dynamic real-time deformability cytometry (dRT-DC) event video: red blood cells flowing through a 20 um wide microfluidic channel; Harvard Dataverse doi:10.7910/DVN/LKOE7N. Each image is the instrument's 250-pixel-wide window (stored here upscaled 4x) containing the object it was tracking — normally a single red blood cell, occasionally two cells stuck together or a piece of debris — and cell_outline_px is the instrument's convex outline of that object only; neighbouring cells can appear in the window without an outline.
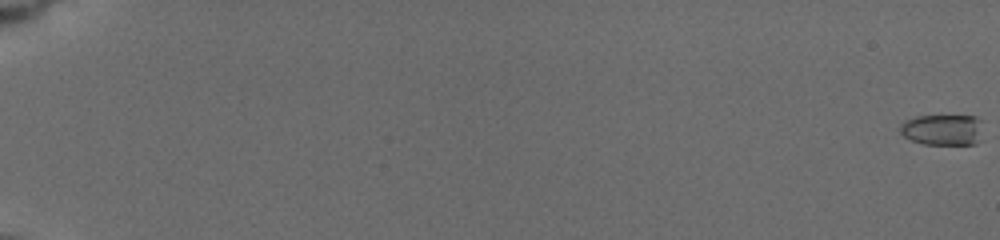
{"species": "common noctule bat (a hibernating species)", "species_latin": "Nyctalus noctula", "temperature_condition": "cold", "stored_images_in_passage": 73, "camera_frame_rate_fps": 3000, "um_per_image_px": 0.085, "animal": {"sex": "female", "body_mass_g": 19.5, "forearm_length_mm": 54.1}, "frame": {"image": 1, "passage_image": 1, "time_ms": 0.0, "image_size_px": [1000, 240], "cell_outline_px": [[980, 120], [976, 144], [924, 144], [912, 140], [904, 136], [900, 132], [900, 124], [904, 120], [916, 116], [976, 116]], "centroid_in_image_um": [80.03, 11.02], "position_along_channel_um": 5.0, "area_um2": 14.62}}
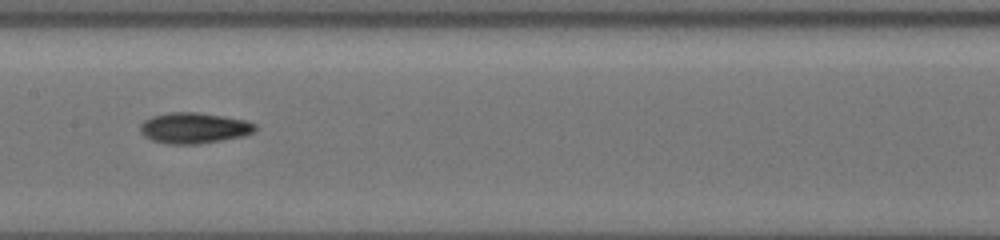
{"frame": {"image": 2, "passage_image": 40, "time_ms": 11.0, "image_size_px": [1000, 240], "cell_outline_px": [[256, 128], [252, 132], [244, 136], [200, 144], [168, 144], [152, 140], [144, 136], [140, 132], [140, 124], [144, 120], [152, 116], [168, 112], [196, 112], [244, 120], [256, 124]], "centroid_in_image_um": [16.45, 10.88], "position_along_channel_um": 191.0, "area_um2": 20.58}}
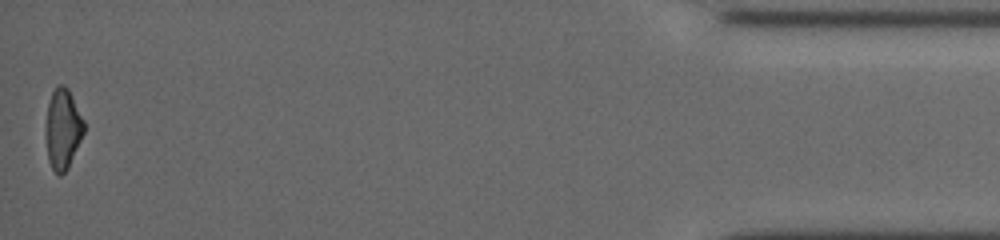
{"frame": {"image": 3, "passage_image": 73, "time_ms": 19.333, "image_size_px": [1000, 240], "cell_outline_px": [[84, 132], [68, 168], [60, 176], [52, 168], [48, 160], [44, 132], [48, 104], [52, 92], [60, 84], [64, 84], [68, 88], [84, 120]], "centroid_in_image_um": [5.32, 10.96], "position_along_channel_um": 429.9, "area_um2": 17.92}, "authors_computed_cell_mechanics": {"area_um2": 18.0914, "velocity_mm_per_s": 3.7726, "shape_relaxation_time_tau1_ms": 3.0323, "shape_relaxation_time_tau2_ms": null, "deformation_change_tau1": 0.138, "deformation_change_tau2": null}}